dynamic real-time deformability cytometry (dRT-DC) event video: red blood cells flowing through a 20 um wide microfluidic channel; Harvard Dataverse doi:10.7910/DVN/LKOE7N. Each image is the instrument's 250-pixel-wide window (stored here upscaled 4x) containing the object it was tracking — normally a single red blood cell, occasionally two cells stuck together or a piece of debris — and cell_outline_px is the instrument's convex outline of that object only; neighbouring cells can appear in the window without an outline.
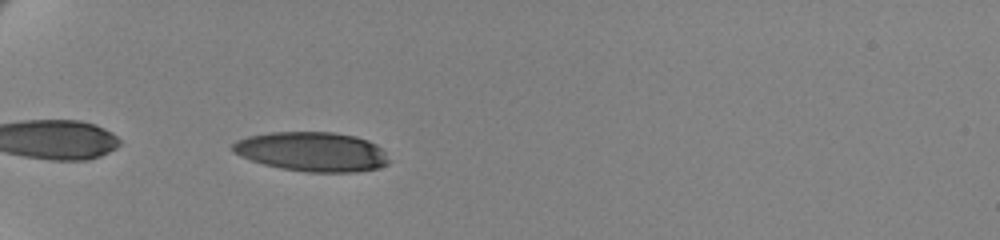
{"species": "human", "species_latin": "Homo sapiens", "temperature_condition": "cold", "stored_images_in_passage": 39, "camera_frame_rate_fps": 3000, "um_per_image_px": 0.085, "donor": {"sex": "female"}, "frame": {"image": 1, "passage_image": 3, "time_ms": 0.667, "image_size_px": [1000, 240], "cell_outline_px": [[392, 160], [388, 164], [380, 168], [356, 172], [308, 172], [280, 168], [264, 164], [240, 156], [232, 152], [232, 144], [236, 140], [248, 136], [272, 132], [332, 132], [356, 136], [368, 140], [376, 144]], "centroid_in_image_um": [26.55, 12.89], "position_along_channel_um": 58.5, "area_um2": 36.13}}
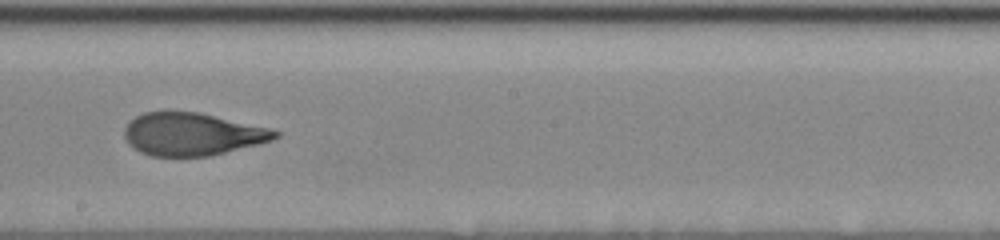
{"frame": {"image": 2, "passage_image": 20, "time_ms": 6.333, "image_size_px": [1000, 240], "cell_outline_px": [[280, 136], [272, 140], [260, 144], [212, 156], [152, 156], [140, 152], [132, 148], [128, 144], [124, 136], [124, 128], [136, 116], [144, 112], [200, 112], [268, 128], [280, 132]], "centroid_in_image_um": [16.34, 11.42], "position_along_channel_um": 231.9, "area_um2": 37.51}}
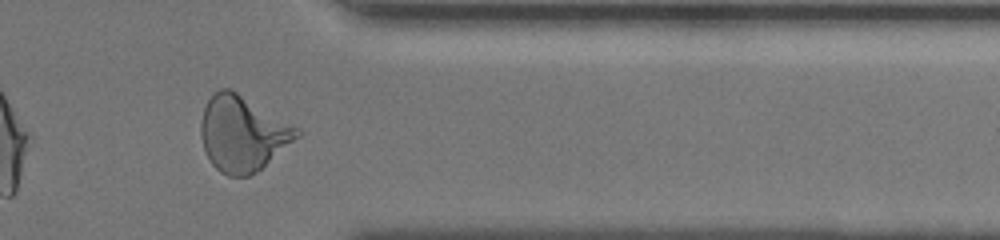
{"frame": {"image": 3, "passage_image": 34, "time_ms": 11.0, "image_size_px": [1000, 240], "cell_outline_px": [[300, 136], [256, 172], [248, 176], [228, 176], [220, 172], [212, 164], [204, 148], [200, 136], [200, 124], [204, 108], [208, 100], [220, 88], [228, 88], [236, 92], [296, 128], [300, 132]], "centroid_in_image_um": [20.57, 11.38], "position_along_channel_um": 390.8, "area_um2": 41.1}, "authors_computed_cell_mechanics": {"area_um2": 38.3792, "velocity_mm_per_s": 3.4592, "shape_relaxation_time_tau1_ms": 6.1225, "shape_relaxation_time_tau2_ms": 0.9466, "deformation_change_tau1": 0.2195, "deformation_change_tau2": 0.085}}